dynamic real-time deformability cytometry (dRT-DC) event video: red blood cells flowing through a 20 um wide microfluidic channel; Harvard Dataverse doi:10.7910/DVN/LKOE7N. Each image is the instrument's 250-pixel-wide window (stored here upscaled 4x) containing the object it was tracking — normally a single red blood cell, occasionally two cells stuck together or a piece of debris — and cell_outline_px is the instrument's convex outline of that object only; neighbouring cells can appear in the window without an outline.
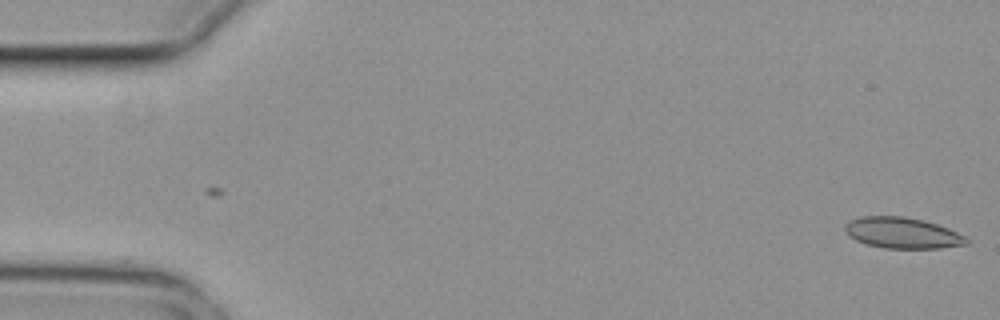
{"species": "common noctule bat (a hibernating species)", "species_latin": "Nyctalus noctula", "temperature_condition": "cold", "stored_images_in_passage": 2, "camera_frame_rate_fps": 3000, "um_per_image_px": 0.085, "animal": {"sex": "female", "body_mass_g": 29.2, "forearm_length_mm": 56.3}, "frame": {"image": 1, "passage_image": 2, "time_ms": 0.333, "image_size_px": [1000, 320], "cell_outline_px": [[968, 244], [940, 248], [884, 248], [868, 244], [856, 240], [844, 228], [852, 220], [860, 216], [904, 216], [924, 220], [948, 228], [964, 236], [968, 240]], "centroid_in_image_um": [76.74, 19.79], "position_along_channel_um": 8.3, "area_um2": 21.56}}